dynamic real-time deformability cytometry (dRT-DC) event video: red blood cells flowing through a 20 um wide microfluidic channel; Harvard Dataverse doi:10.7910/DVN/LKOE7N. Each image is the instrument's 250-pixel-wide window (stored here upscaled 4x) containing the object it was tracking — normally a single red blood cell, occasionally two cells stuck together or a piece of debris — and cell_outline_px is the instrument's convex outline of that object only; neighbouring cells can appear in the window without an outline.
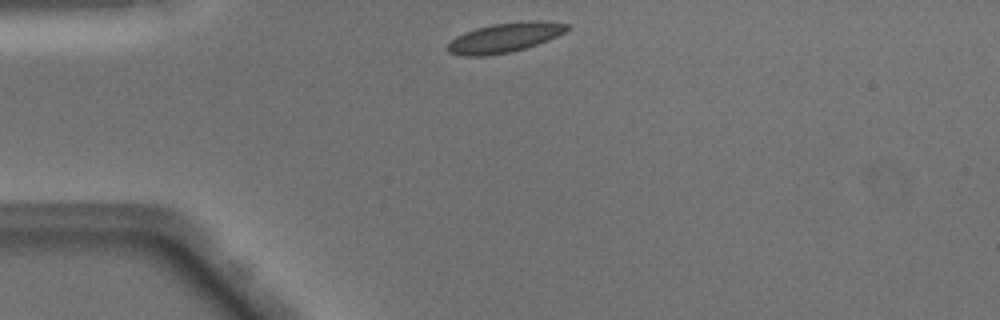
{"species": "Egyptian fruit bat (a non-hibernating species)", "species_latin": "Rousettus aegyptiacus", "temperature_condition": "warm", "stored_images_in_passage": 38, "camera_frame_rate_fps": 3000, "um_per_image_px": 0.085, "animal": {"sex": "male"}, "frame": {"image": 1, "passage_image": 1, "time_ms": 0.0, "image_size_px": [1000, 320], "cell_outline_px": [[568, 28], [564, 32], [548, 40], [524, 48], [508, 52], [484, 56], [464, 56], [448, 52], [448, 44], [456, 36], [464, 32], [476, 28], [492, 24], [528, 20], [544, 20], [568, 24]], "centroid_in_image_um": [42.89, 3.18], "position_along_channel_um": 42.1, "area_um2": 20.4}}
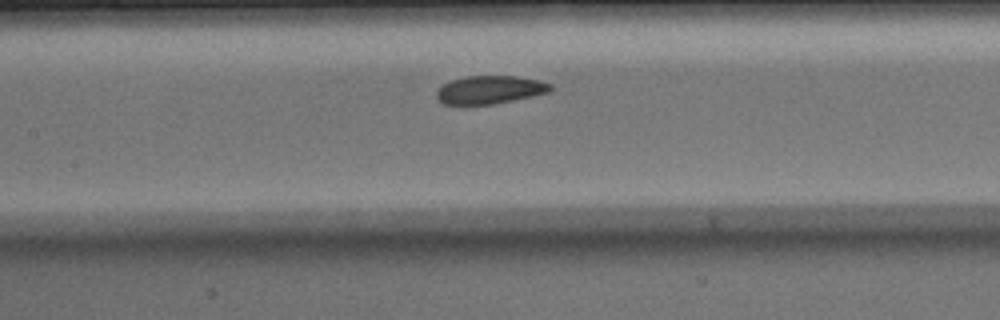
{"frame": {"image": 2, "passage_image": 12, "time_ms": 3.667, "image_size_px": [1000, 320], "cell_outline_px": [[552, 88], [548, 92], [532, 96], [492, 104], [444, 104], [436, 96], [436, 92], [444, 84], [452, 80], [464, 76], [516, 76], [540, 80], [552, 84]], "centroid_in_image_um": [41.66, 7.62], "position_along_channel_um": 165.7, "area_um2": 18.44}}
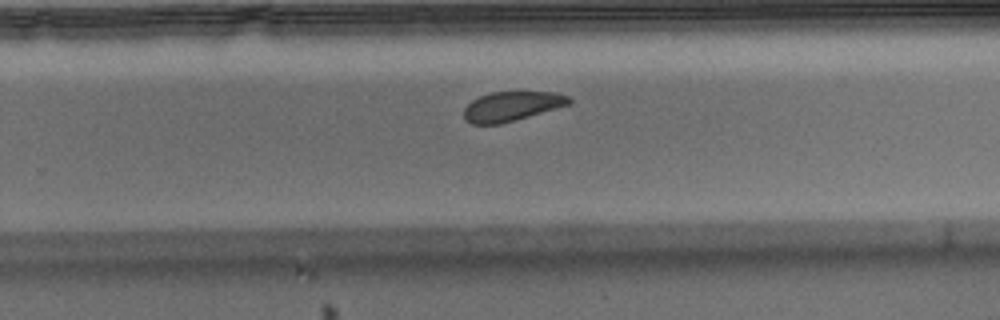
{"frame": {"image": 3, "passage_image": 21, "time_ms": 6.667, "image_size_px": [1000, 320], "cell_outline_px": [[572, 104], [516, 120], [500, 124], [472, 124], [464, 120], [464, 108], [472, 100], [480, 96], [492, 92], [556, 92], [568, 96], [572, 100]], "centroid_in_image_um": [43.52, 9.04], "position_along_channel_um": 286.3, "area_um2": 18.21}, "authors_computed_cell_mechanics": {"area_um2": 19.8832, "velocity_mm_per_s": 4.0267, "shape_relaxation_time_tau1_ms": 2.9446, "shape_relaxation_time_tau2_ms": 3.9246, "deformation_change_tau1": 0.0859, "deformation_change_tau2": 0.0327}}